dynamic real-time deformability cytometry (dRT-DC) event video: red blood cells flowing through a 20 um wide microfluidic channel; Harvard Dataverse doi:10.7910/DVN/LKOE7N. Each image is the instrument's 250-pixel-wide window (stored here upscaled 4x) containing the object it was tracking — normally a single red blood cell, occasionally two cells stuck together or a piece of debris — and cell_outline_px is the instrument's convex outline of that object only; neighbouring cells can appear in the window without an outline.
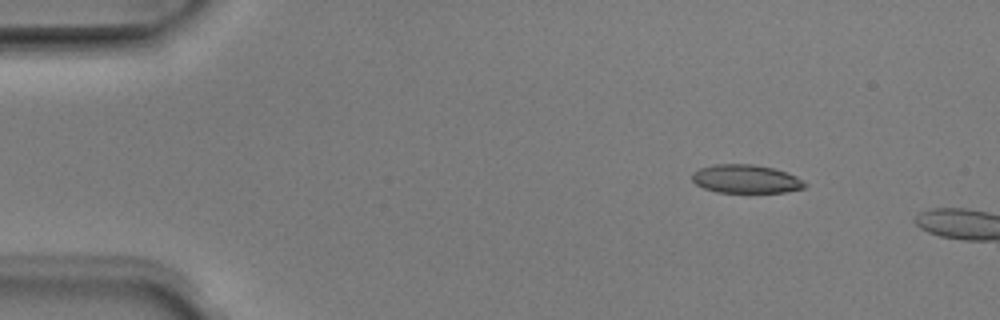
{"species": "Egyptian fruit bat (a non-hibernating species)", "species_latin": "Rousettus aegyptiacus", "temperature_condition": "room temperature", "stored_images_in_passage": 4, "camera_frame_rate_fps": 3000, "um_per_image_px": 0.085, "animal": {"sex": "male"}, "frame": {"image": 1, "passage_image": 2, "time_ms": 0.333, "image_size_px": [1000, 320], "cell_outline_px": [[808, 184], [804, 188], [784, 192], [716, 192], [704, 188], [696, 184], [692, 180], [692, 172], [700, 168], [716, 164], [752, 164], [772, 168], [796, 176], [804, 180]], "centroid_in_image_um": [63.4, 15.21], "position_along_channel_um": 21.6, "area_um2": 18.61}}